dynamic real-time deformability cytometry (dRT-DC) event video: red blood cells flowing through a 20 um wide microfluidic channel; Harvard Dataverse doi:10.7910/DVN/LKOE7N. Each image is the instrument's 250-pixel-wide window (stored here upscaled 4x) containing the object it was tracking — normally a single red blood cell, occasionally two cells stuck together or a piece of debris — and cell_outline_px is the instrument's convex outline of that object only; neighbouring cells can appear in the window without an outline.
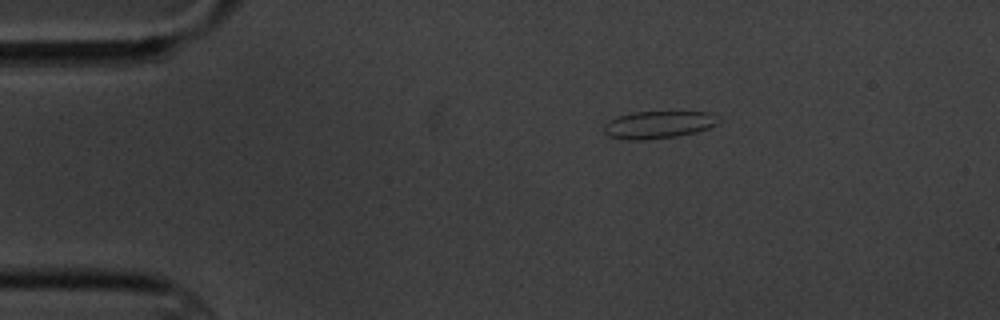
{"species": "common noctule bat (a hibernating species)", "species_latin": "Nyctalus noctula", "temperature_condition": "cold", "stored_images_in_passage": 5, "camera_frame_rate_fps": 3000, "um_per_image_px": 0.085, "animal": {"sex": "male", "body_mass_g": 20.1, "forearm_length_mm": 53.5}, "frame": {"image": 1, "passage_image": 1, "time_ms": 0.0, "image_size_px": [1000, 320], "cell_outline_px": [[720, 120], [716, 124], [708, 128], [696, 132], [676, 136], [648, 140], [628, 140], [608, 136], [604, 132], [604, 124], [608, 120], [616, 116], [632, 112], [708, 112]], "centroid_in_image_um": [55.9, 10.6], "position_along_channel_um": 29.1, "area_um2": 18.32}}
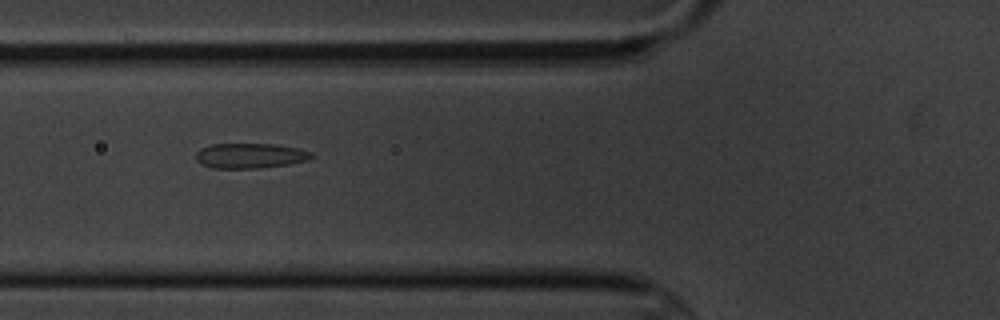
{"frame": {"image": 2, "passage_image": 4, "time_ms": 3.667, "image_size_px": [1000, 320], "cell_outline_px": [[316, 156], [308, 160], [288, 164], [256, 168], [212, 168], [196, 160], [196, 152], [200, 148], [212, 144], [280, 144], [300, 148], [312, 152]], "centroid_in_image_um": [21.31, 13.22], "position_along_channel_um": 104.5, "area_um2": 16.99}}
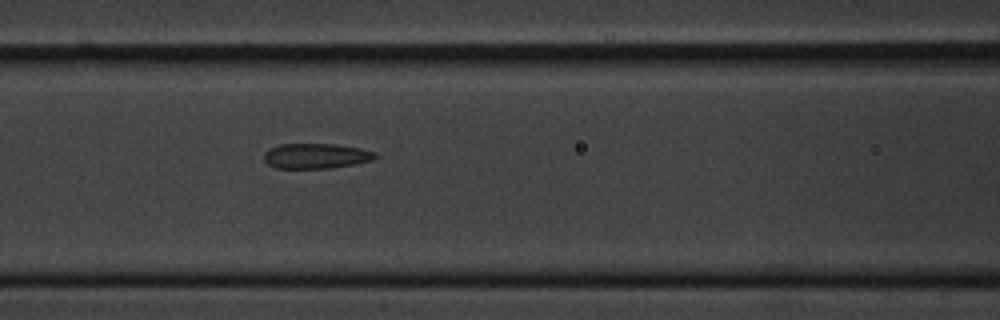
{"frame": {"image": 3, "passage_image": 5, "time_ms": 4.667, "image_size_px": [1000, 320], "cell_outline_px": [[376, 156], [372, 160], [356, 164], [328, 168], [276, 168], [268, 164], [264, 160], [264, 152], [280, 144], [332, 144], [360, 148], [376, 152]], "centroid_in_image_um": [26.86, 13.26], "position_along_channel_um": 139.7, "area_um2": 16.18}}